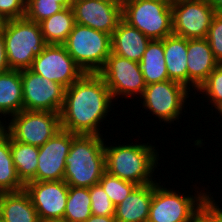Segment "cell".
Wrapping results in <instances>:
<instances>
[{
    "mask_svg": "<svg viewBox=\"0 0 222 222\" xmlns=\"http://www.w3.org/2000/svg\"><path fill=\"white\" fill-rule=\"evenodd\" d=\"M112 102L114 99L102 77L98 73H84L65 88L61 129L76 135L103 136L100 122L103 123L112 110Z\"/></svg>",
    "mask_w": 222,
    "mask_h": 222,
    "instance_id": "6da1fadb",
    "label": "cell"
},
{
    "mask_svg": "<svg viewBox=\"0 0 222 222\" xmlns=\"http://www.w3.org/2000/svg\"><path fill=\"white\" fill-rule=\"evenodd\" d=\"M148 144V142L118 144V146L105 144L106 172L136 185L155 183L153 173L159 164L160 157L156 147Z\"/></svg>",
    "mask_w": 222,
    "mask_h": 222,
    "instance_id": "7a4b0ae2",
    "label": "cell"
},
{
    "mask_svg": "<svg viewBox=\"0 0 222 222\" xmlns=\"http://www.w3.org/2000/svg\"><path fill=\"white\" fill-rule=\"evenodd\" d=\"M104 140L103 136L72 133L63 178L69 186L90 188L98 184L106 171Z\"/></svg>",
    "mask_w": 222,
    "mask_h": 222,
    "instance_id": "3957f363",
    "label": "cell"
},
{
    "mask_svg": "<svg viewBox=\"0 0 222 222\" xmlns=\"http://www.w3.org/2000/svg\"><path fill=\"white\" fill-rule=\"evenodd\" d=\"M2 35L5 40L8 65L12 70L30 69L35 57L39 56L47 45L39 23L25 17L6 20Z\"/></svg>",
    "mask_w": 222,
    "mask_h": 222,
    "instance_id": "277c9868",
    "label": "cell"
},
{
    "mask_svg": "<svg viewBox=\"0 0 222 222\" xmlns=\"http://www.w3.org/2000/svg\"><path fill=\"white\" fill-rule=\"evenodd\" d=\"M63 45L84 73H98L112 53L110 34L77 23Z\"/></svg>",
    "mask_w": 222,
    "mask_h": 222,
    "instance_id": "5b68a950",
    "label": "cell"
},
{
    "mask_svg": "<svg viewBox=\"0 0 222 222\" xmlns=\"http://www.w3.org/2000/svg\"><path fill=\"white\" fill-rule=\"evenodd\" d=\"M160 184V181L153 183L148 222H193L197 210L212 195L207 188L194 190L197 192L195 196L182 195L179 190L177 192Z\"/></svg>",
    "mask_w": 222,
    "mask_h": 222,
    "instance_id": "8992f818",
    "label": "cell"
},
{
    "mask_svg": "<svg viewBox=\"0 0 222 222\" xmlns=\"http://www.w3.org/2000/svg\"><path fill=\"white\" fill-rule=\"evenodd\" d=\"M122 20L150 40L173 34L172 8L157 0H122Z\"/></svg>",
    "mask_w": 222,
    "mask_h": 222,
    "instance_id": "52a82bcc",
    "label": "cell"
},
{
    "mask_svg": "<svg viewBox=\"0 0 222 222\" xmlns=\"http://www.w3.org/2000/svg\"><path fill=\"white\" fill-rule=\"evenodd\" d=\"M191 91L184 85L166 80L146 85L139 99L147 110L156 115L158 120L164 123H174L181 117L182 110L189 98ZM143 99V101H142Z\"/></svg>",
    "mask_w": 222,
    "mask_h": 222,
    "instance_id": "ba28073f",
    "label": "cell"
},
{
    "mask_svg": "<svg viewBox=\"0 0 222 222\" xmlns=\"http://www.w3.org/2000/svg\"><path fill=\"white\" fill-rule=\"evenodd\" d=\"M8 119L7 134L15 141L40 147L60 129V113L49 111H27Z\"/></svg>",
    "mask_w": 222,
    "mask_h": 222,
    "instance_id": "9c48e42d",
    "label": "cell"
},
{
    "mask_svg": "<svg viewBox=\"0 0 222 222\" xmlns=\"http://www.w3.org/2000/svg\"><path fill=\"white\" fill-rule=\"evenodd\" d=\"M98 74L105 81L115 101L120 95L122 98L125 96V99L132 98L136 94L141 97L146 87L139 62L114 53L109 55Z\"/></svg>",
    "mask_w": 222,
    "mask_h": 222,
    "instance_id": "30bf717a",
    "label": "cell"
},
{
    "mask_svg": "<svg viewBox=\"0 0 222 222\" xmlns=\"http://www.w3.org/2000/svg\"><path fill=\"white\" fill-rule=\"evenodd\" d=\"M171 8L174 35L186 39L206 38L216 15L208 0H179Z\"/></svg>",
    "mask_w": 222,
    "mask_h": 222,
    "instance_id": "8fae6325",
    "label": "cell"
},
{
    "mask_svg": "<svg viewBox=\"0 0 222 222\" xmlns=\"http://www.w3.org/2000/svg\"><path fill=\"white\" fill-rule=\"evenodd\" d=\"M23 87V110L60 113L65 87L43 78L30 69L21 70Z\"/></svg>",
    "mask_w": 222,
    "mask_h": 222,
    "instance_id": "7c38bea8",
    "label": "cell"
},
{
    "mask_svg": "<svg viewBox=\"0 0 222 222\" xmlns=\"http://www.w3.org/2000/svg\"><path fill=\"white\" fill-rule=\"evenodd\" d=\"M30 70L65 88L71 86L84 74L64 45L56 44H47L42 53L33 60Z\"/></svg>",
    "mask_w": 222,
    "mask_h": 222,
    "instance_id": "4fadbf2b",
    "label": "cell"
},
{
    "mask_svg": "<svg viewBox=\"0 0 222 222\" xmlns=\"http://www.w3.org/2000/svg\"><path fill=\"white\" fill-rule=\"evenodd\" d=\"M75 23L110 34L122 20V0H74Z\"/></svg>",
    "mask_w": 222,
    "mask_h": 222,
    "instance_id": "5bb4252c",
    "label": "cell"
},
{
    "mask_svg": "<svg viewBox=\"0 0 222 222\" xmlns=\"http://www.w3.org/2000/svg\"><path fill=\"white\" fill-rule=\"evenodd\" d=\"M68 189L64 180L30 181L24 185L40 221L63 219Z\"/></svg>",
    "mask_w": 222,
    "mask_h": 222,
    "instance_id": "9a60e30c",
    "label": "cell"
},
{
    "mask_svg": "<svg viewBox=\"0 0 222 222\" xmlns=\"http://www.w3.org/2000/svg\"><path fill=\"white\" fill-rule=\"evenodd\" d=\"M72 145V133L60 129L39 147L36 177L32 181L63 180L65 159Z\"/></svg>",
    "mask_w": 222,
    "mask_h": 222,
    "instance_id": "2e32d148",
    "label": "cell"
},
{
    "mask_svg": "<svg viewBox=\"0 0 222 222\" xmlns=\"http://www.w3.org/2000/svg\"><path fill=\"white\" fill-rule=\"evenodd\" d=\"M187 52L188 89L192 87L195 91L206 81L219 62L205 38L188 39Z\"/></svg>",
    "mask_w": 222,
    "mask_h": 222,
    "instance_id": "e0dca14e",
    "label": "cell"
},
{
    "mask_svg": "<svg viewBox=\"0 0 222 222\" xmlns=\"http://www.w3.org/2000/svg\"><path fill=\"white\" fill-rule=\"evenodd\" d=\"M153 196V183L137 185L117 206L116 222H148L150 204Z\"/></svg>",
    "mask_w": 222,
    "mask_h": 222,
    "instance_id": "ac0fdd59",
    "label": "cell"
},
{
    "mask_svg": "<svg viewBox=\"0 0 222 222\" xmlns=\"http://www.w3.org/2000/svg\"><path fill=\"white\" fill-rule=\"evenodd\" d=\"M150 39L121 20L111 36L112 53L140 62Z\"/></svg>",
    "mask_w": 222,
    "mask_h": 222,
    "instance_id": "d6986e66",
    "label": "cell"
},
{
    "mask_svg": "<svg viewBox=\"0 0 222 222\" xmlns=\"http://www.w3.org/2000/svg\"><path fill=\"white\" fill-rule=\"evenodd\" d=\"M163 46L169 80L188 88V39L172 34L163 39Z\"/></svg>",
    "mask_w": 222,
    "mask_h": 222,
    "instance_id": "ffe728a7",
    "label": "cell"
},
{
    "mask_svg": "<svg viewBox=\"0 0 222 222\" xmlns=\"http://www.w3.org/2000/svg\"><path fill=\"white\" fill-rule=\"evenodd\" d=\"M2 222H40L30 196L23 189L0 193Z\"/></svg>",
    "mask_w": 222,
    "mask_h": 222,
    "instance_id": "44dd1931",
    "label": "cell"
},
{
    "mask_svg": "<svg viewBox=\"0 0 222 222\" xmlns=\"http://www.w3.org/2000/svg\"><path fill=\"white\" fill-rule=\"evenodd\" d=\"M23 110V87L20 70L0 73V116L12 117ZM8 115V116H6Z\"/></svg>",
    "mask_w": 222,
    "mask_h": 222,
    "instance_id": "7402d4cb",
    "label": "cell"
},
{
    "mask_svg": "<svg viewBox=\"0 0 222 222\" xmlns=\"http://www.w3.org/2000/svg\"><path fill=\"white\" fill-rule=\"evenodd\" d=\"M139 64L146 85L169 80L163 39L150 40Z\"/></svg>",
    "mask_w": 222,
    "mask_h": 222,
    "instance_id": "603a6c76",
    "label": "cell"
},
{
    "mask_svg": "<svg viewBox=\"0 0 222 222\" xmlns=\"http://www.w3.org/2000/svg\"><path fill=\"white\" fill-rule=\"evenodd\" d=\"M75 25L72 7H66L58 13L39 22L43 38L47 44L63 45Z\"/></svg>",
    "mask_w": 222,
    "mask_h": 222,
    "instance_id": "cb8c5ba5",
    "label": "cell"
},
{
    "mask_svg": "<svg viewBox=\"0 0 222 222\" xmlns=\"http://www.w3.org/2000/svg\"><path fill=\"white\" fill-rule=\"evenodd\" d=\"M11 152L18 178L25 185L36 177L39 147L11 138Z\"/></svg>",
    "mask_w": 222,
    "mask_h": 222,
    "instance_id": "d4e9b609",
    "label": "cell"
},
{
    "mask_svg": "<svg viewBox=\"0 0 222 222\" xmlns=\"http://www.w3.org/2000/svg\"><path fill=\"white\" fill-rule=\"evenodd\" d=\"M24 189L18 178L11 152V137L7 134L0 140V193Z\"/></svg>",
    "mask_w": 222,
    "mask_h": 222,
    "instance_id": "484cf974",
    "label": "cell"
},
{
    "mask_svg": "<svg viewBox=\"0 0 222 222\" xmlns=\"http://www.w3.org/2000/svg\"><path fill=\"white\" fill-rule=\"evenodd\" d=\"M91 215L89 188L69 186L63 219L68 222H85Z\"/></svg>",
    "mask_w": 222,
    "mask_h": 222,
    "instance_id": "4316f807",
    "label": "cell"
},
{
    "mask_svg": "<svg viewBox=\"0 0 222 222\" xmlns=\"http://www.w3.org/2000/svg\"><path fill=\"white\" fill-rule=\"evenodd\" d=\"M98 183L107 193L114 206L119 205L137 186L133 182L122 180L106 171Z\"/></svg>",
    "mask_w": 222,
    "mask_h": 222,
    "instance_id": "83f0119b",
    "label": "cell"
},
{
    "mask_svg": "<svg viewBox=\"0 0 222 222\" xmlns=\"http://www.w3.org/2000/svg\"><path fill=\"white\" fill-rule=\"evenodd\" d=\"M57 0H26L25 18L39 23L63 10Z\"/></svg>",
    "mask_w": 222,
    "mask_h": 222,
    "instance_id": "f1b7e54d",
    "label": "cell"
},
{
    "mask_svg": "<svg viewBox=\"0 0 222 222\" xmlns=\"http://www.w3.org/2000/svg\"><path fill=\"white\" fill-rule=\"evenodd\" d=\"M204 94L207 101L215 107L222 101V64H219L212 73L208 76L206 81L198 88L197 92Z\"/></svg>",
    "mask_w": 222,
    "mask_h": 222,
    "instance_id": "f546056e",
    "label": "cell"
},
{
    "mask_svg": "<svg viewBox=\"0 0 222 222\" xmlns=\"http://www.w3.org/2000/svg\"><path fill=\"white\" fill-rule=\"evenodd\" d=\"M92 215L114 216L115 206L98 183L89 188Z\"/></svg>",
    "mask_w": 222,
    "mask_h": 222,
    "instance_id": "4dcf8cb0",
    "label": "cell"
},
{
    "mask_svg": "<svg viewBox=\"0 0 222 222\" xmlns=\"http://www.w3.org/2000/svg\"><path fill=\"white\" fill-rule=\"evenodd\" d=\"M205 39L208 41L216 60L222 64V14L214 16Z\"/></svg>",
    "mask_w": 222,
    "mask_h": 222,
    "instance_id": "1f68e13d",
    "label": "cell"
},
{
    "mask_svg": "<svg viewBox=\"0 0 222 222\" xmlns=\"http://www.w3.org/2000/svg\"><path fill=\"white\" fill-rule=\"evenodd\" d=\"M213 195L197 210L193 222H222V208L213 200Z\"/></svg>",
    "mask_w": 222,
    "mask_h": 222,
    "instance_id": "d6a6232c",
    "label": "cell"
},
{
    "mask_svg": "<svg viewBox=\"0 0 222 222\" xmlns=\"http://www.w3.org/2000/svg\"><path fill=\"white\" fill-rule=\"evenodd\" d=\"M25 10L26 0H0V16L4 20L23 18Z\"/></svg>",
    "mask_w": 222,
    "mask_h": 222,
    "instance_id": "836d02e7",
    "label": "cell"
},
{
    "mask_svg": "<svg viewBox=\"0 0 222 222\" xmlns=\"http://www.w3.org/2000/svg\"><path fill=\"white\" fill-rule=\"evenodd\" d=\"M8 70H10V67L8 65V60H7L5 40L1 32L0 33V73L8 71Z\"/></svg>",
    "mask_w": 222,
    "mask_h": 222,
    "instance_id": "e575fe53",
    "label": "cell"
},
{
    "mask_svg": "<svg viewBox=\"0 0 222 222\" xmlns=\"http://www.w3.org/2000/svg\"><path fill=\"white\" fill-rule=\"evenodd\" d=\"M85 222H116L114 216L91 215Z\"/></svg>",
    "mask_w": 222,
    "mask_h": 222,
    "instance_id": "d590c367",
    "label": "cell"
},
{
    "mask_svg": "<svg viewBox=\"0 0 222 222\" xmlns=\"http://www.w3.org/2000/svg\"><path fill=\"white\" fill-rule=\"evenodd\" d=\"M216 14H222V0H208Z\"/></svg>",
    "mask_w": 222,
    "mask_h": 222,
    "instance_id": "8d00e7d4",
    "label": "cell"
},
{
    "mask_svg": "<svg viewBox=\"0 0 222 222\" xmlns=\"http://www.w3.org/2000/svg\"><path fill=\"white\" fill-rule=\"evenodd\" d=\"M1 120L2 119H0V140L7 135V122L5 121L6 124H4V120H2L3 122Z\"/></svg>",
    "mask_w": 222,
    "mask_h": 222,
    "instance_id": "74e56055",
    "label": "cell"
},
{
    "mask_svg": "<svg viewBox=\"0 0 222 222\" xmlns=\"http://www.w3.org/2000/svg\"><path fill=\"white\" fill-rule=\"evenodd\" d=\"M59 4H61L64 8L72 7L74 0H57Z\"/></svg>",
    "mask_w": 222,
    "mask_h": 222,
    "instance_id": "f35d334b",
    "label": "cell"
},
{
    "mask_svg": "<svg viewBox=\"0 0 222 222\" xmlns=\"http://www.w3.org/2000/svg\"><path fill=\"white\" fill-rule=\"evenodd\" d=\"M157 1H161L171 7L172 5H175L179 0H157Z\"/></svg>",
    "mask_w": 222,
    "mask_h": 222,
    "instance_id": "ab89813d",
    "label": "cell"
},
{
    "mask_svg": "<svg viewBox=\"0 0 222 222\" xmlns=\"http://www.w3.org/2000/svg\"><path fill=\"white\" fill-rule=\"evenodd\" d=\"M215 111L222 116V101L214 107ZM218 110V111H217Z\"/></svg>",
    "mask_w": 222,
    "mask_h": 222,
    "instance_id": "60d3db41",
    "label": "cell"
},
{
    "mask_svg": "<svg viewBox=\"0 0 222 222\" xmlns=\"http://www.w3.org/2000/svg\"><path fill=\"white\" fill-rule=\"evenodd\" d=\"M40 222H68V221L64 219H50V220H44Z\"/></svg>",
    "mask_w": 222,
    "mask_h": 222,
    "instance_id": "b9f144b4",
    "label": "cell"
},
{
    "mask_svg": "<svg viewBox=\"0 0 222 222\" xmlns=\"http://www.w3.org/2000/svg\"><path fill=\"white\" fill-rule=\"evenodd\" d=\"M5 21H6V20H4V19L0 16V33H1L2 30H3V26H4Z\"/></svg>",
    "mask_w": 222,
    "mask_h": 222,
    "instance_id": "7bdbcfd3",
    "label": "cell"
}]
</instances>
